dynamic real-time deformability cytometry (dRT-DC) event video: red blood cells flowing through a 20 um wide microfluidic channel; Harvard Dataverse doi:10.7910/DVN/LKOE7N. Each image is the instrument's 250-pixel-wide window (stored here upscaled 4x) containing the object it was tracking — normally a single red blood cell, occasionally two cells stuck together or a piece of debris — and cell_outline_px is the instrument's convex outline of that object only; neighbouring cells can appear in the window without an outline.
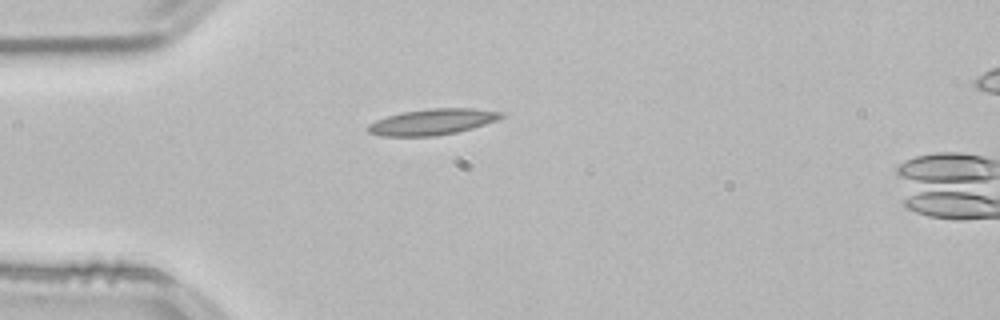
{"species": "common noctule bat (a hibernating species)", "species_latin": "Nyctalus noctula", "temperature_condition": "room temperature", "stored_images_in_passage": 3, "camera_frame_rate_fps": 3000, "um_per_image_px": 0.085, "animal": {"sex": "male", "body_mass_g": 21.5, "forearm_length_mm": 52.0}, "frame": {"image": 1, "passage_image": 1, "time_ms": 0.0, "image_size_px": [1000, 320], "cell_outline_px": [[504, 116], [496, 120], [472, 128], [456, 132], [436, 136], [380, 136], [368, 132], [368, 124], [376, 120], [400, 112], [428, 108], [472, 108], [500, 112]], "centroid_in_image_um": [36.71, 10.35], "position_along_channel_um": 48.3, "area_um2": 20.06}}